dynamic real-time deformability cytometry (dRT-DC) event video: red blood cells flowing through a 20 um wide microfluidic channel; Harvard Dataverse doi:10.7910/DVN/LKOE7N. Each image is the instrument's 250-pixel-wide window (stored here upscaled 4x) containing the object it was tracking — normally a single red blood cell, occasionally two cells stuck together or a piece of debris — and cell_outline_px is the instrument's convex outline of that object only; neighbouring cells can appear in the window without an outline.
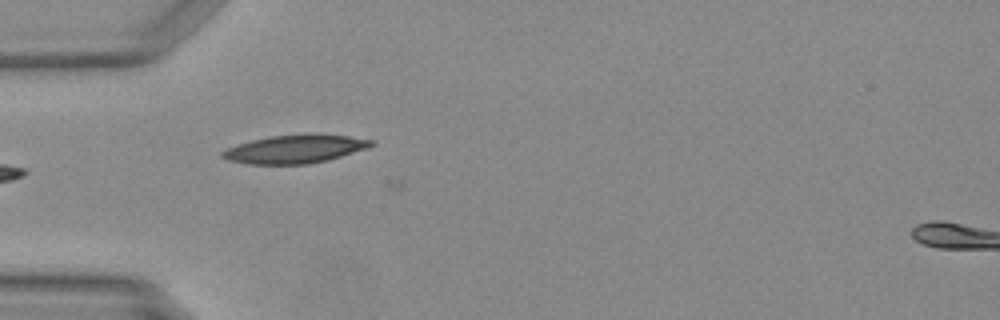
{"species": "Egyptian fruit bat (a non-hibernating species)", "species_latin": "Rousettus aegyptiacus", "temperature_condition": "warm", "stored_images_in_passage": 9, "camera_frame_rate_fps": 3000, "um_per_image_px": 0.085, "animal": {"sex": "female"}, "frame": {"image": 1, "passage_image": 1, "time_ms": 0.0, "image_size_px": [1000, 320], "cell_outline_px": [[376, 144], [368, 148], [340, 156], [308, 164], [248, 164], [228, 160], [220, 156], [220, 152], [228, 148], [252, 140], [268, 136], [304, 132], [316, 132], [348, 136], [376, 140]], "centroid_in_image_um": [25.12, 12.63], "position_along_channel_um": 59.9, "area_um2": 25.03}}